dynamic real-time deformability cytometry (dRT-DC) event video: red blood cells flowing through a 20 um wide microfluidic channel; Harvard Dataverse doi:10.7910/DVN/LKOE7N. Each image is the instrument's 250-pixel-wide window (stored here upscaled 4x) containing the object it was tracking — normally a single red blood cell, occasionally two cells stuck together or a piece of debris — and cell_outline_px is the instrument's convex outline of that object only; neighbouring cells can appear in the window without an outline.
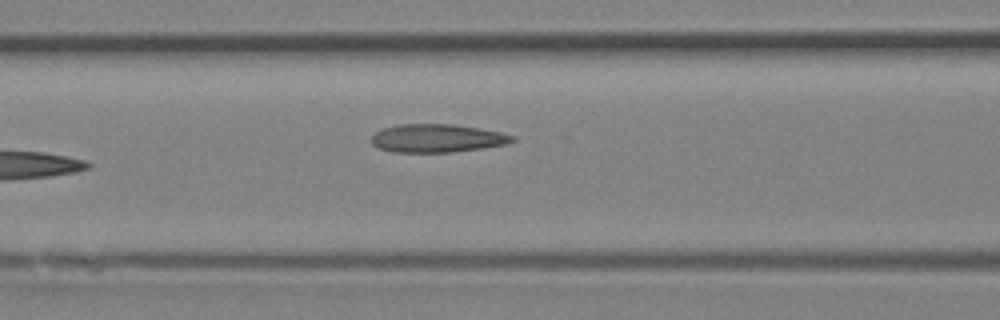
{"species": "Egyptian fruit bat (a non-hibernating species)", "species_latin": "Rousettus aegyptiacus", "temperature_condition": "room temperature", "stored_images_in_passage": 6, "camera_frame_rate_fps": 3000, "um_per_image_px": 0.085, "animal": {"sex": "female"}, "frame": {"image": 1, "passage_image": 5, "time_ms": 1.333, "image_size_px": [1000, 320], "cell_outline_px": [[516, 140], [508, 144], [484, 148], [452, 152], [392, 152], [376, 148], [372, 144], [372, 136], [376, 132], [384, 128], [396, 124], [452, 124], [500, 132], [516, 136]], "centroid_in_image_um": [37.16, 11.76], "position_along_channel_um": 129.4, "area_um2": 23.29}}